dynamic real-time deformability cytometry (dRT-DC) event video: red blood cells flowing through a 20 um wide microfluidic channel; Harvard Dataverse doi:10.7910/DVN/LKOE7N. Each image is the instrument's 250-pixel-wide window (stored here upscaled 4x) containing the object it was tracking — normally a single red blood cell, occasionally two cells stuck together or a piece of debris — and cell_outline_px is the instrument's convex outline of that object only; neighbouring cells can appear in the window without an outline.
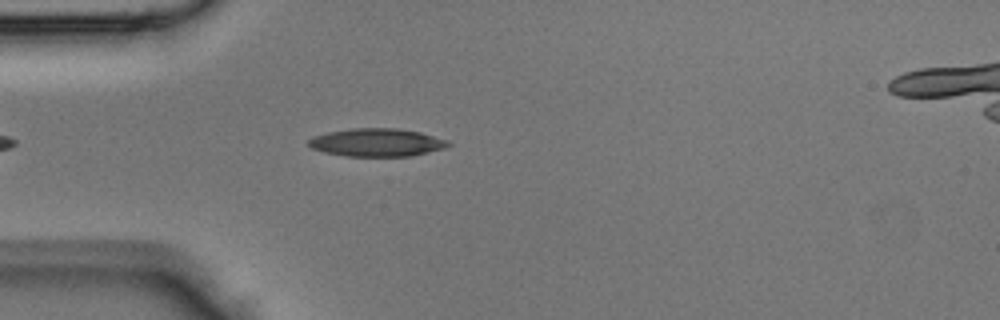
{"species": "Egyptian fruit bat (a non-hibernating species)", "species_latin": "Rousettus aegyptiacus", "temperature_condition": "room temperature", "stored_images_in_passage": 24, "camera_frame_rate_fps": 3000, "um_per_image_px": 0.085, "animal": {"sex": "male"}, "frame": {"image": 1, "passage_image": 5, "time_ms": 1.333, "image_size_px": [1000, 320], "cell_outline_px": [[452, 144], [444, 148], [412, 156], [344, 156], [324, 152], [312, 148], [308, 144], [308, 140], [312, 136], [328, 132], [352, 128], [396, 128], [420, 132], [448, 140]], "centroid_in_image_um": [32.02, 12.11], "position_along_channel_um": 53.0, "area_um2": 22.83}}
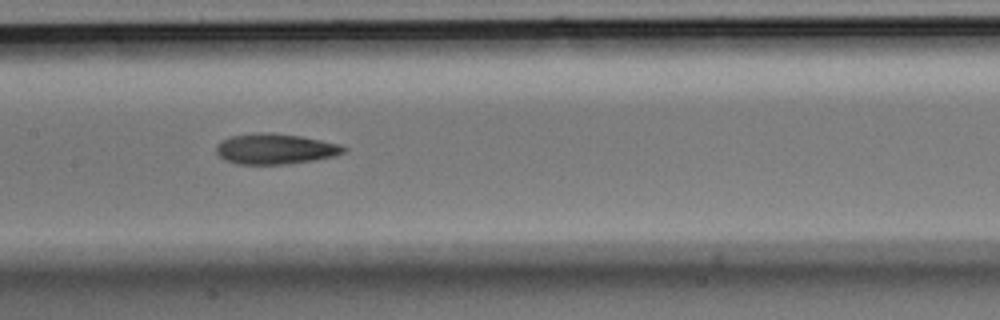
{"frame": {"image": 2, "passage_image": 14, "time_ms": 4.333, "image_size_px": [1000, 320], "cell_outline_px": [[348, 148], [344, 152], [332, 156], [312, 160], [284, 164], [236, 164], [224, 160], [216, 152], [216, 144], [232, 136], [256, 132], [272, 132], [300, 136], [340, 144]], "centroid_in_image_um": [23.36, 12.65], "position_along_channel_um": 184.0, "area_um2": 22.54}}
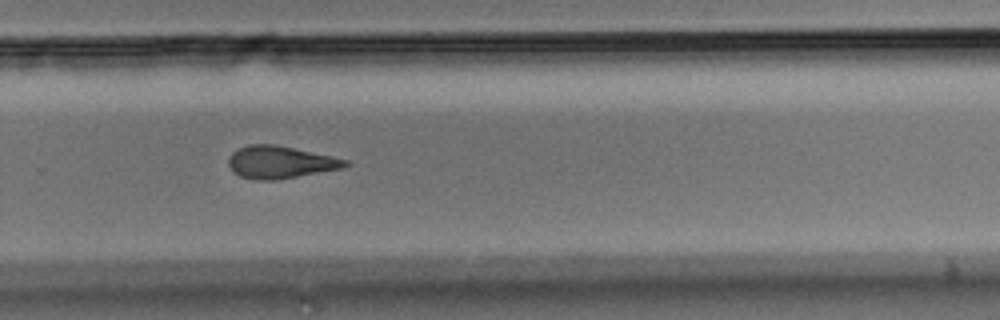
{"frame": {"image": 3, "passage_image": 22, "time_ms": 7.0, "image_size_px": [1000, 320], "cell_outline_px": [[348, 164], [340, 168], [276, 180], [256, 180], [240, 176], [232, 172], [228, 164], [228, 160], [232, 152], [236, 148], [248, 144], [276, 144], [332, 156], [348, 160]], "centroid_in_image_um": [23.74, 13.77], "position_along_channel_um": 306.1, "area_um2": 21.96}}